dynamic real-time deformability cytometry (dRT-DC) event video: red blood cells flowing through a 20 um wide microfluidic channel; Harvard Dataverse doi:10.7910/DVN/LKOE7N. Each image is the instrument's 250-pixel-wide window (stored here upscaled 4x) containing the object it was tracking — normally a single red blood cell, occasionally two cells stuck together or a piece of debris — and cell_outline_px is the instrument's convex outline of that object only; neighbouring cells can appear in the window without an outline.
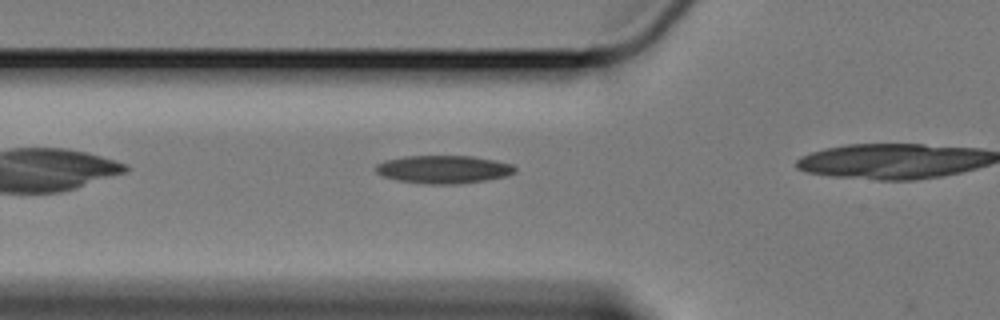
{"species": "Egyptian fruit bat (a non-hibernating species)", "species_latin": "Rousettus aegyptiacus", "temperature_condition": "cold", "stored_images_in_passage": 25, "camera_frame_rate_fps": 3000, "um_per_image_px": 0.085, "animal": {"sex": "female"}, "frame": {"image": 1, "passage_image": 5, "time_ms": 1.333, "image_size_px": [1000, 320], "cell_outline_px": [[516, 172], [504, 176], [484, 180], [456, 184], [428, 184], [400, 180], [384, 176], [376, 172], [376, 164], [384, 160], [404, 156], [472, 156], [496, 160], [512, 164], [516, 168]], "centroid_in_image_um": [37.7, 14.38], "position_along_channel_um": 88.1, "area_um2": 22.54}}
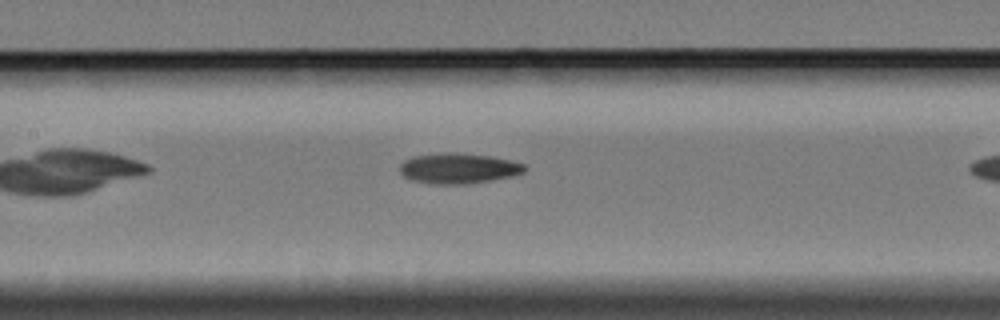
{"frame": {"image": 2, "passage_image": 12, "time_ms": 3.667, "image_size_px": [1000, 320], "cell_outline_px": [[528, 168], [524, 172], [512, 176], [464, 184], [436, 184], [416, 180], [404, 176], [400, 172], [400, 164], [404, 160], [412, 156], [448, 152], [452, 152], [488, 156], [508, 160], [524, 164]], "centroid_in_image_um": [38.96, 14.3], "position_along_channel_um": 168.4, "area_um2": 21.73}}
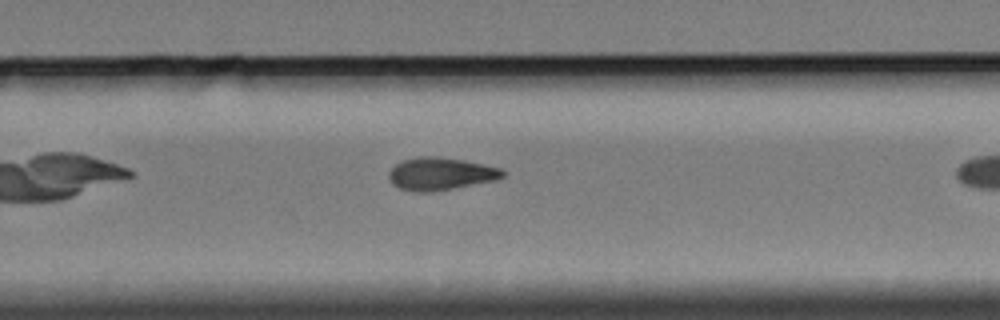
{"frame": {"image": 3, "passage_image": 23, "time_ms": 7.333, "image_size_px": [1000, 320], "cell_outline_px": [[504, 176], [496, 180], [452, 188], [424, 192], [416, 192], [400, 188], [392, 184], [388, 176], [388, 172], [400, 160], [420, 156], [440, 156], [464, 160], [484, 164], [500, 168], [504, 172]], "centroid_in_image_um": [37.42, 14.75], "position_along_channel_um": 292.4, "area_um2": 21.56}}